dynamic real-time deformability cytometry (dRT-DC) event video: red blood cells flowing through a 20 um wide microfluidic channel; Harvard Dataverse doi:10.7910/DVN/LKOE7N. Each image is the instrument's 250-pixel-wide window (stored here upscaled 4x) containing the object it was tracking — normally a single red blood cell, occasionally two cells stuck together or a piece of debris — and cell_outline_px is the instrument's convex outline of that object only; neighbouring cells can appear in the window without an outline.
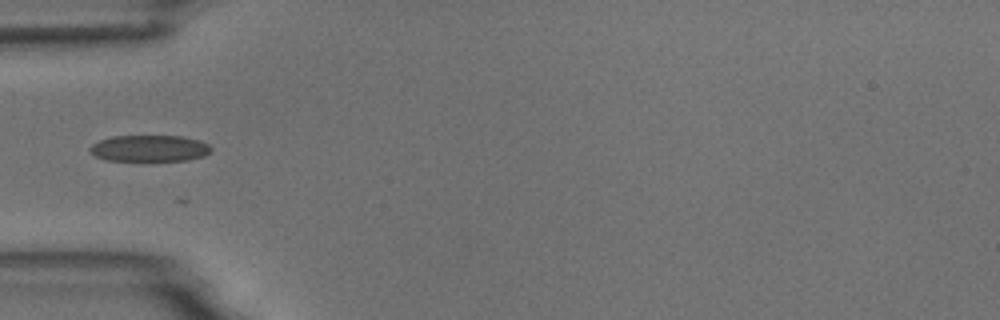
{"species": "common noctule bat (a hibernating species)", "species_latin": "Nyctalus noctula", "temperature_condition": "room temperature", "stored_images_in_passage": 6, "camera_frame_rate_fps": 3000, "um_per_image_px": 0.085, "animal": {"sex": "male", "body_mass_g": 18.8}, "frame": {"image": 1, "passage_image": 6, "time_ms": 5.667, "image_size_px": [1000, 320], "cell_outline_px": [[212, 152], [204, 156], [188, 160], [104, 160], [96, 156], [88, 148], [92, 144], [100, 140], [112, 136], [180, 136], [200, 140], [208, 144], [212, 148]], "centroid_in_image_um": [12.74, 12.6], "position_along_channel_um": 72.3, "area_um2": 18.61}}